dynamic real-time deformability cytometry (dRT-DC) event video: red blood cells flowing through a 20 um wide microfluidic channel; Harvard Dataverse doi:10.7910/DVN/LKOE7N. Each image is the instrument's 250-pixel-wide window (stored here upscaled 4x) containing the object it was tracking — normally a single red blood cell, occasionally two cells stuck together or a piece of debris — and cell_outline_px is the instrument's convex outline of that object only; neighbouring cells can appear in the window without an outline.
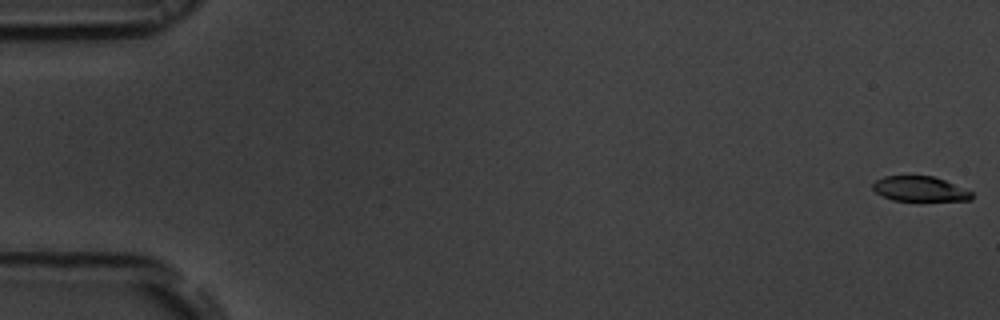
{"species": "common noctule bat (a hibernating species)", "species_latin": "Nyctalus noctula", "temperature_condition": "room temperature", "stored_images_in_passage": 18, "camera_frame_rate_fps": 3000, "um_per_image_px": 0.085, "animal": {"sex": "male", "body_mass_g": 19.5, "forearm_length_mm": 54.6}, "frame": {"image": 1, "passage_image": 1, "time_ms": 0.0, "image_size_px": [1000, 320], "cell_outline_px": [[972, 200], [892, 200], [876, 192], [872, 188], [872, 184], [876, 180], [884, 176], [932, 176], [944, 180], [972, 192]], "centroid_in_image_um": [78.16, 16.05], "position_along_channel_um": 6.8, "area_um2": 14.1}}
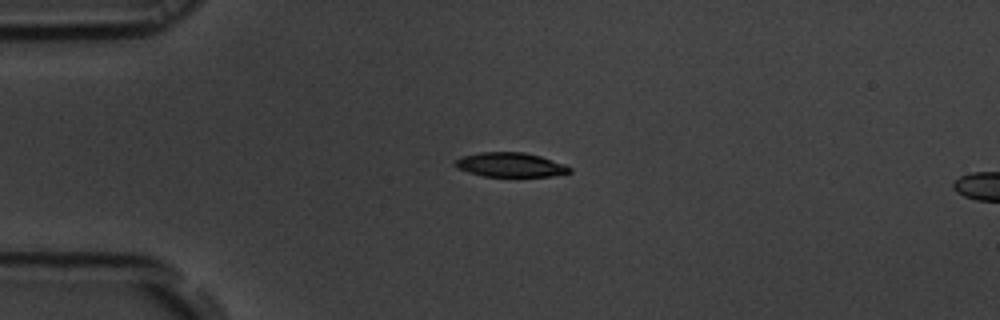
{"frame": {"image": 2, "passage_image": 14, "time_ms": 4.333, "image_size_px": [1000, 320], "cell_outline_px": [[572, 172], [552, 176], [484, 176], [468, 172], [456, 168], [452, 164], [460, 156], [480, 152], [524, 152], [540, 156], [564, 164], [572, 168]], "centroid_in_image_um": [43.35, 14.0], "position_along_channel_um": 41.7, "area_um2": 16.3}}